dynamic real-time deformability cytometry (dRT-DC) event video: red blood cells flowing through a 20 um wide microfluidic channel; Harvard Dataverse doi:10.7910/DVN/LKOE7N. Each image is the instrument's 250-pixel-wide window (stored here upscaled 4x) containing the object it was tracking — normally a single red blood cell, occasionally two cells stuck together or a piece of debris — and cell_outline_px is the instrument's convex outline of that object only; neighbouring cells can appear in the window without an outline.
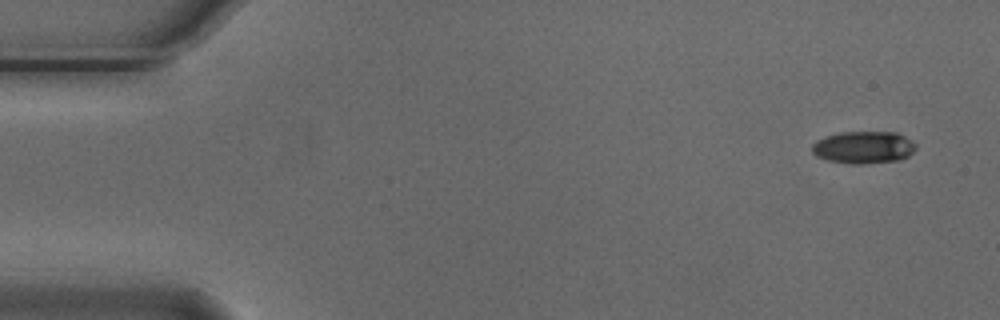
{"species": "Egyptian fruit bat (a non-hibernating species)", "species_latin": "Rousettus aegyptiacus", "temperature_condition": "cold", "stored_images_in_passage": 8, "camera_frame_rate_fps": 3000, "um_per_image_px": 0.085, "animal": {"sex": "male"}, "frame": {"image": 1, "passage_image": 1, "time_ms": 0.0, "image_size_px": [1000, 320], "cell_outline_px": [[916, 148], [908, 156], [900, 160], [864, 164], [852, 164], [828, 160], [816, 156], [812, 152], [812, 144], [816, 140], [840, 132], [896, 132], [912, 140], [916, 144]], "centroid_in_image_um": [73.42, 12.53], "position_along_channel_um": 11.6, "area_um2": 19.59}}
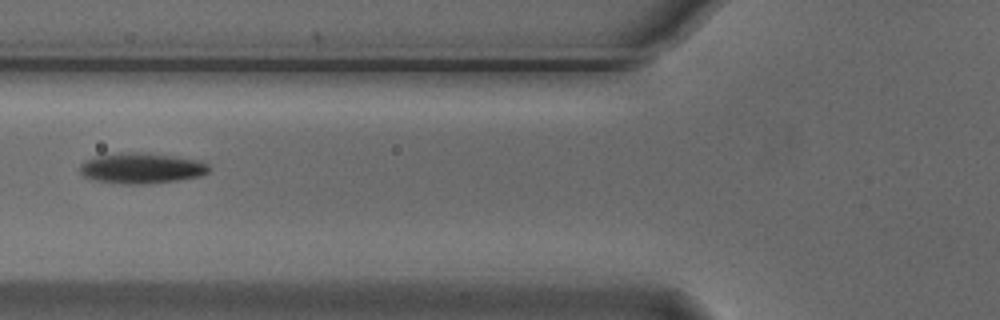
{"frame": {"image": 2, "passage_image": 6, "time_ms": 1.667, "image_size_px": [1000, 320], "cell_outline_px": [[212, 168], [204, 176], [148, 184], [124, 184], [96, 180], [84, 176], [80, 172], [80, 164], [84, 160], [96, 156], [120, 152], [144, 152], [200, 160], [208, 164]], "centroid_in_image_um": [12.06, 14.29], "position_along_channel_um": 113.7, "area_um2": 23.24}}
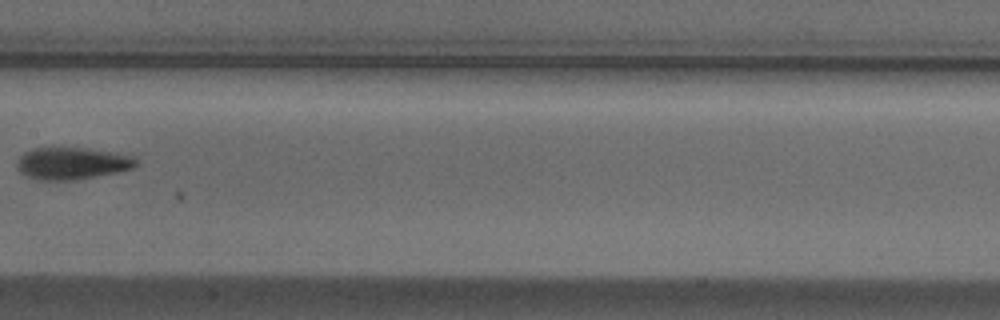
{"frame": {"image": 3, "passage_image": 8, "time_ms": 2.333, "image_size_px": [1000, 320], "cell_outline_px": [[136, 164], [132, 168], [116, 172], [76, 180], [36, 180], [20, 172], [16, 164], [20, 156], [24, 152], [32, 148], [88, 148], [112, 152], [132, 156], [136, 160]], "centroid_in_image_um": [6.08, 13.88], "position_along_channel_um": 201.3, "area_um2": 22.08}}